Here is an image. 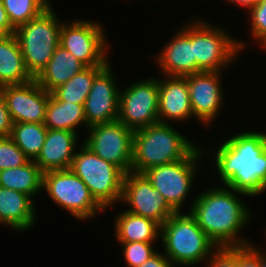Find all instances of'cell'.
I'll list each match as a JSON object with an SVG mask.
<instances>
[{"instance_id":"6da1fadb","label":"cell","mask_w":266,"mask_h":267,"mask_svg":"<svg viewBox=\"0 0 266 267\" xmlns=\"http://www.w3.org/2000/svg\"><path fill=\"white\" fill-rule=\"evenodd\" d=\"M223 185L248 196L266 189V134L244 132L228 138L215 154Z\"/></svg>"},{"instance_id":"7a4b0ae2","label":"cell","mask_w":266,"mask_h":267,"mask_svg":"<svg viewBox=\"0 0 266 267\" xmlns=\"http://www.w3.org/2000/svg\"><path fill=\"white\" fill-rule=\"evenodd\" d=\"M229 189L216 187L201 192L189 209L199 227L217 247L251 243L239 236L240 230L250 220L251 212L235 193L248 195Z\"/></svg>"},{"instance_id":"3957f363","label":"cell","mask_w":266,"mask_h":267,"mask_svg":"<svg viewBox=\"0 0 266 267\" xmlns=\"http://www.w3.org/2000/svg\"><path fill=\"white\" fill-rule=\"evenodd\" d=\"M167 123L157 122L134 131L132 172L187 158L198 146Z\"/></svg>"},{"instance_id":"277c9868","label":"cell","mask_w":266,"mask_h":267,"mask_svg":"<svg viewBox=\"0 0 266 267\" xmlns=\"http://www.w3.org/2000/svg\"><path fill=\"white\" fill-rule=\"evenodd\" d=\"M176 212L160 226V238L172 264L192 266L206 261L217 247L190 214Z\"/></svg>"},{"instance_id":"5b68a950","label":"cell","mask_w":266,"mask_h":267,"mask_svg":"<svg viewBox=\"0 0 266 267\" xmlns=\"http://www.w3.org/2000/svg\"><path fill=\"white\" fill-rule=\"evenodd\" d=\"M51 6L15 29L25 67L33 78L47 66L59 45L62 22Z\"/></svg>"},{"instance_id":"8992f818","label":"cell","mask_w":266,"mask_h":267,"mask_svg":"<svg viewBox=\"0 0 266 267\" xmlns=\"http://www.w3.org/2000/svg\"><path fill=\"white\" fill-rule=\"evenodd\" d=\"M75 153L70 170L89 188L96 202L107 209L121 201L125 172L97 156L84 143Z\"/></svg>"},{"instance_id":"52a82bcc","label":"cell","mask_w":266,"mask_h":267,"mask_svg":"<svg viewBox=\"0 0 266 267\" xmlns=\"http://www.w3.org/2000/svg\"><path fill=\"white\" fill-rule=\"evenodd\" d=\"M43 188L52 201L68 210L76 219H90L103 210L86 184L70 169L44 172Z\"/></svg>"},{"instance_id":"ba28073f","label":"cell","mask_w":266,"mask_h":267,"mask_svg":"<svg viewBox=\"0 0 266 267\" xmlns=\"http://www.w3.org/2000/svg\"><path fill=\"white\" fill-rule=\"evenodd\" d=\"M244 44L241 40L239 42L233 39L220 27L209 25L203 20H194L196 73L221 72L229 63H233L232 60L239 51H243Z\"/></svg>"},{"instance_id":"9c48e42d","label":"cell","mask_w":266,"mask_h":267,"mask_svg":"<svg viewBox=\"0 0 266 267\" xmlns=\"http://www.w3.org/2000/svg\"><path fill=\"white\" fill-rule=\"evenodd\" d=\"M198 148L185 159L156 166L143 172L152 187L176 212H182L181 208L197 173V162L203 156V150Z\"/></svg>"},{"instance_id":"30bf717a","label":"cell","mask_w":266,"mask_h":267,"mask_svg":"<svg viewBox=\"0 0 266 267\" xmlns=\"http://www.w3.org/2000/svg\"><path fill=\"white\" fill-rule=\"evenodd\" d=\"M94 21L77 20L62 23L59 44L72 53L86 67L107 66V38L104 29ZM107 47V48H106Z\"/></svg>"},{"instance_id":"8fae6325","label":"cell","mask_w":266,"mask_h":267,"mask_svg":"<svg viewBox=\"0 0 266 267\" xmlns=\"http://www.w3.org/2000/svg\"><path fill=\"white\" fill-rule=\"evenodd\" d=\"M84 144L125 173L132 172L134 131L118 120L89 127Z\"/></svg>"},{"instance_id":"7c38bea8","label":"cell","mask_w":266,"mask_h":267,"mask_svg":"<svg viewBox=\"0 0 266 267\" xmlns=\"http://www.w3.org/2000/svg\"><path fill=\"white\" fill-rule=\"evenodd\" d=\"M123 91L119 92V122L133 131L159 122L158 77L133 83Z\"/></svg>"},{"instance_id":"4fadbf2b","label":"cell","mask_w":266,"mask_h":267,"mask_svg":"<svg viewBox=\"0 0 266 267\" xmlns=\"http://www.w3.org/2000/svg\"><path fill=\"white\" fill-rule=\"evenodd\" d=\"M124 200L130 206L126 211L150 218L160 226L176 213L143 173L125 174L121 202Z\"/></svg>"},{"instance_id":"5bb4252c","label":"cell","mask_w":266,"mask_h":267,"mask_svg":"<svg viewBox=\"0 0 266 267\" xmlns=\"http://www.w3.org/2000/svg\"><path fill=\"white\" fill-rule=\"evenodd\" d=\"M0 93L13 123L44 124L50 92L42 88L35 78L23 84L2 86Z\"/></svg>"},{"instance_id":"9a60e30c","label":"cell","mask_w":266,"mask_h":267,"mask_svg":"<svg viewBox=\"0 0 266 267\" xmlns=\"http://www.w3.org/2000/svg\"><path fill=\"white\" fill-rule=\"evenodd\" d=\"M109 64L95 77L84 103L87 128L118 120L119 88Z\"/></svg>"},{"instance_id":"2e32d148","label":"cell","mask_w":266,"mask_h":267,"mask_svg":"<svg viewBox=\"0 0 266 267\" xmlns=\"http://www.w3.org/2000/svg\"><path fill=\"white\" fill-rule=\"evenodd\" d=\"M220 72H198L187 77L190 105L193 115L200 122L212 123L223 102Z\"/></svg>"},{"instance_id":"e0dca14e","label":"cell","mask_w":266,"mask_h":267,"mask_svg":"<svg viewBox=\"0 0 266 267\" xmlns=\"http://www.w3.org/2000/svg\"><path fill=\"white\" fill-rule=\"evenodd\" d=\"M185 25L160 51L156 61L166 77H186L196 73L194 21Z\"/></svg>"},{"instance_id":"ac0fdd59","label":"cell","mask_w":266,"mask_h":267,"mask_svg":"<svg viewBox=\"0 0 266 267\" xmlns=\"http://www.w3.org/2000/svg\"><path fill=\"white\" fill-rule=\"evenodd\" d=\"M193 116L187 77H165L159 80V122L186 121ZM167 118V119H166Z\"/></svg>"},{"instance_id":"d6986e66","label":"cell","mask_w":266,"mask_h":267,"mask_svg":"<svg viewBox=\"0 0 266 267\" xmlns=\"http://www.w3.org/2000/svg\"><path fill=\"white\" fill-rule=\"evenodd\" d=\"M78 135L67 130H48L34 162L43 171L69 169L75 156Z\"/></svg>"},{"instance_id":"ffe728a7","label":"cell","mask_w":266,"mask_h":267,"mask_svg":"<svg viewBox=\"0 0 266 267\" xmlns=\"http://www.w3.org/2000/svg\"><path fill=\"white\" fill-rule=\"evenodd\" d=\"M35 212L29 195L0 187V224L9 225L16 231L27 230L35 222Z\"/></svg>"},{"instance_id":"44dd1931","label":"cell","mask_w":266,"mask_h":267,"mask_svg":"<svg viewBox=\"0 0 266 267\" xmlns=\"http://www.w3.org/2000/svg\"><path fill=\"white\" fill-rule=\"evenodd\" d=\"M85 68L80 60L59 44L47 66L35 79L42 88L51 93Z\"/></svg>"},{"instance_id":"7402d4cb","label":"cell","mask_w":266,"mask_h":267,"mask_svg":"<svg viewBox=\"0 0 266 267\" xmlns=\"http://www.w3.org/2000/svg\"><path fill=\"white\" fill-rule=\"evenodd\" d=\"M34 79L27 71L15 34L0 41V87L23 84Z\"/></svg>"},{"instance_id":"603a6c76","label":"cell","mask_w":266,"mask_h":267,"mask_svg":"<svg viewBox=\"0 0 266 267\" xmlns=\"http://www.w3.org/2000/svg\"><path fill=\"white\" fill-rule=\"evenodd\" d=\"M114 224L119 243L153 242L160 237V225L157 222L126 210L117 215Z\"/></svg>"},{"instance_id":"cb8c5ba5","label":"cell","mask_w":266,"mask_h":267,"mask_svg":"<svg viewBox=\"0 0 266 267\" xmlns=\"http://www.w3.org/2000/svg\"><path fill=\"white\" fill-rule=\"evenodd\" d=\"M82 123L87 126L84 105L59 101L50 93L44 122L48 130H67L77 133L75 128Z\"/></svg>"},{"instance_id":"d4e9b609","label":"cell","mask_w":266,"mask_h":267,"mask_svg":"<svg viewBox=\"0 0 266 267\" xmlns=\"http://www.w3.org/2000/svg\"><path fill=\"white\" fill-rule=\"evenodd\" d=\"M43 171L29 160L23 166L0 171V187L15 190L31 198L43 190Z\"/></svg>"},{"instance_id":"484cf974","label":"cell","mask_w":266,"mask_h":267,"mask_svg":"<svg viewBox=\"0 0 266 267\" xmlns=\"http://www.w3.org/2000/svg\"><path fill=\"white\" fill-rule=\"evenodd\" d=\"M105 67L106 66L86 67L80 73L69 79L66 83L58 86L51 93L59 101H68L70 103L84 105L95 77Z\"/></svg>"},{"instance_id":"4316f807","label":"cell","mask_w":266,"mask_h":267,"mask_svg":"<svg viewBox=\"0 0 266 267\" xmlns=\"http://www.w3.org/2000/svg\"><path fill=\"white\" fill-rule=\"evenodd\" d=\"M47 128L33 122L13 123L11 139L29 160H35L44 145Z\"/></svg>"},{"instance_id":"83f0119b","label":"cell","mask_w":266,"mask_h":267,"mask_svg":"<svg viewBox=\"0 0 266 267\" xmlns=\"http://www.w3.org/2000/svg\"><path fill=\"white\" fill-rule=\"evenodd\" d=\"M9 22L16 29L39 16L50 6V0H2Z\"/></svg>"},{"instance_id":"f1b7e54d","label":"cell","mask_w":266,"mask_h":267,"mask_svg":"<svg viewBox=\"0 0 266 267\" xmlns=\"http://www.w3.org/2000/svg\"><path fill=\"white\" fill-rule=\"evenodd\" d=\"M29 161L10 136L0 137V171L23 166Z\"/></svg>"},{"instance_id":"f546056e","label":"cell","mask_w":266,"mask_h":267,"mask_svg":"<svg viewBox=\"0 0 266 267\" xmlns=\"http://www.w3.org/2000/svg\"><path fill=\"white\" fill-rule=\"evenodd\" d=\"M153 242L120 243L128 267H138L150 258L156 251L152 248Z\"/></svg>"},{"instance_id":"4dcf8cb0","label":"cell","mask_w":266,"mask_h":267,"mask_svg":"<svg viewBox=\"0 0 266 267\" xmlns=\"http://www.w3.org/2000/svg\"><path fill=\"white\" fill-rule=\"evenodd\" d=\"M235 267H266V254L251 243L236 246Z\"/></svg>"},{"instance_id":"1f68e13d","label":"cell","mask_w":266,"mask_h":267,"mask_svg":"<svg viewBox=\"0 0 266 267\" xmlns=\"http://www.w3.org/2000/svg\"><path fill=\"white\" fill-rule=\"evenodd\" d=\"M251 33L266 48V0L257 2L250 9Z\"/></svg>"},{"instance_id":"d6a6232c","label":"cell","mask_w":266,"mask_h":267,"mask_svg":"<svg viewBox=\"0 0 266 267\" xmlns=\"http://www.w3.org/2000/svg\"><path fill=\"white\" fill-rule=\"evenodd\" d=\"M207 260H209L208 267H235L236 246L216 247Z\"/></svg>"},{"instance_id":"836d02e7","label":"cell","mask_w":266,"mask_h":267,"mask_svg":"<svg viewBox=\"0 0 266 267\" xmlns=\"http://www.w3.org/2000/svg\"><path fill=\"white\" fill-rule=\"evenodd\" d=\"M13 122L11 120L6 102L0 93V137L11 135Z\"/></svg>"},{"instance_id":"e575fe53","label":"cell","mask_w":266,"mask_h":267,"mask_svg":"<svg viewBox=\"0 0 266 267\" xmlns=\"http://www.w3.org/2000/svg\"><path fill=\"white\" fill-rule=\"evenodd\" d=\"M138 267H174L166 255L155 252L148 260Z\"/></svg>"},{"instance_id":"d590c367","label":"cell","mask_w":266,"mask_h":267,"mask_svg":"<svg viewBox=\"0 0 266 267\" xmlns=\"http://www.w3.org/2000/svg\"><path fill=\"white\" fill-rule=\"evenodd\" d=\"M0 24H2L11 34H15V28L9 22L2 0H0Z\"/></svg>"},{"instance_id":"8d00e7d4","label":"cell","mask_w":266,"mask_h":267,"mask_svg":"<svg viewBox=\"0 0 266 267\" xmlns=\"http://www.w3.org/2000/svg\"><path fill=\"white\" fill-rule=\"evenodd\" d=\"M227 2L235 3L234 5L243 6L249 10L255 5V0H227Z\"/></svg>"},{"instance_id":"74e56055","label":"cell","mask_w":266,"mask_h":267,"mask_svg":"<svg viewBox=\"0 0 266 267\" xmlns=\"http://www.w3.org/2000/svg\"><path fill=\"white\" fill-rule=\"evenodd\" d=\"M12 35L2 24H0V41Z\"/></svg>"}]
</instances>
